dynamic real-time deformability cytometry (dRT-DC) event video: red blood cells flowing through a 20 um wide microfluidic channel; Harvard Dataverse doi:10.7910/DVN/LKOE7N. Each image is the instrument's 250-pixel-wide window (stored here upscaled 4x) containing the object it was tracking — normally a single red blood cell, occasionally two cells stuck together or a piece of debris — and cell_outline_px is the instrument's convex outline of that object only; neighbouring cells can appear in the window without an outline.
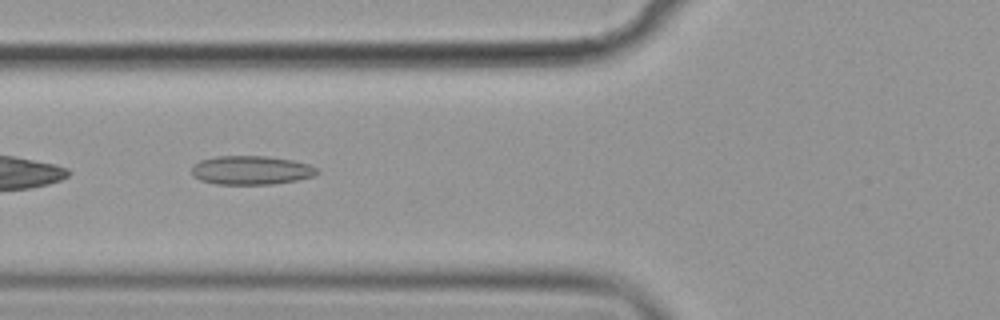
{"species": "common noctule bat (a hibernating species)", "species_latin": "Nyctalus noctula", "temperature_condition": "cold", "stored_images_in_passage": 38, "camera_frame_rate_fps": 3000, "um_per_image_px": 0.085, "animal": {"sex": "female", "body_mass_g": 19.9}, "frame": {"image": 1, "passage_image": 4, "time_ms": 1.0, "image_size_px": [1000, 320], "cell_outline_px": [[320, 172], [312, 176], [296, 180], [272, 184], [216, 184], [200, 180], [192, 176], [192, 168], [200, 160], [216, 156], [264, 156], [292, 160], [308, 164], [316, 168]], "centroid_in_image_um": [21.33, 14.47], "position_along_channel_um": 104.5, "area_um2": 20.92}}
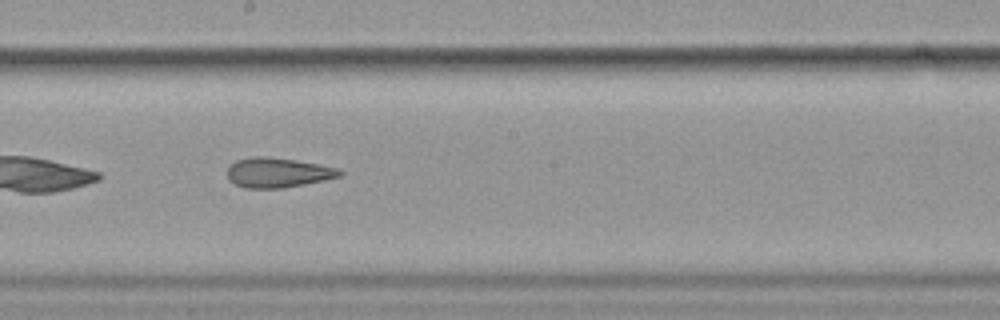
{"frame": {"image": 2, "passage_image": 14, "time_ms": 4.333, "image_size_px": [1000, 320], "cell_outline_px": [[344, 172], [340, 176], [324, 180], [284, 188], [244, 188], [228, 180], [228, 168], [236, 160], [252, 156], [268, 156], [296, 160], [336, 168]], "centroid_in_image_um": [23.58, 14.67], "position_along_channel_um": 224.6, "area_um2": 19.42}}
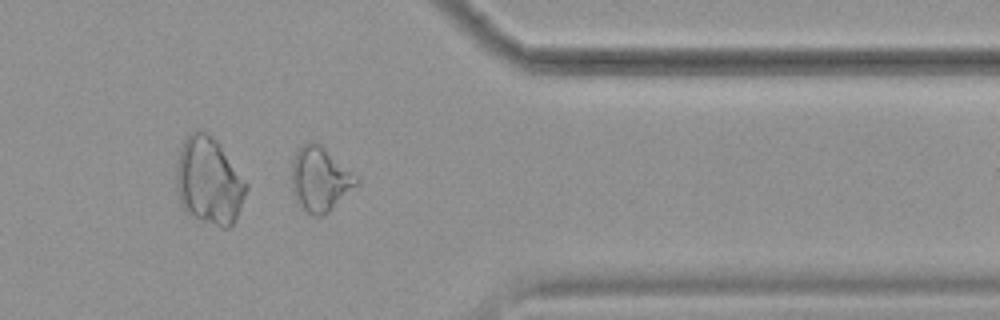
{"frame": {"image": 3, "passage_image": 28, "time_ms": 9.0, "image_size_px": [1000, 320], "cell_outline_px": [[360, 184], [328, 212], [320, 216], [312, 216], [300, 208], [292, 192], [292, 160], [296, 152], [304, 140], [312, 140], [320, 144], [356, 176], [360, 180]], "centroid_in_image_um": [27.18, 15.23], "position_along_channel_um": 384.2, "area_um2": 24.57}}